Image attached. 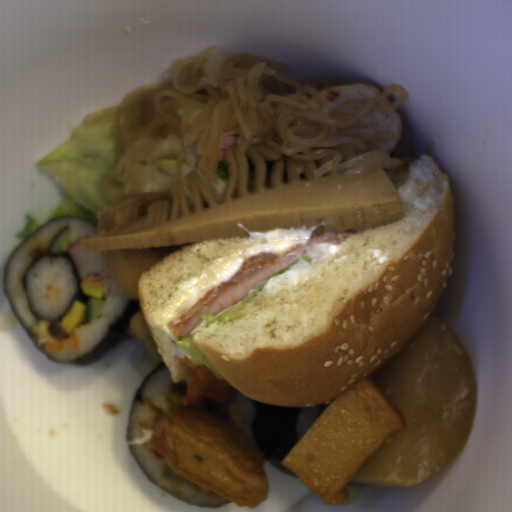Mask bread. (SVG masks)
I'll use <instances>...</instances> for the list:
<instances>
[{"label":"bread","mask_w":512,"mask_h":512,"mask_svg":"<svg viewBox=\"0 0 512 512\" xmlns=\"http://www.w3.org/2000/svg\"><path fill=\"white\" fill-rule=\"evenodd\" d=\"M404 219L313 244L272 278L241 319L193 343L236 390L274 406L331 404L369 378L431 317L454 262L450 178L432 156L384 170Z\"/></svg>","instance_id":"bread-1"},{"label":"bread","mask_w":512,"mask_h":512,"mask_svg":"<svg viewBox=\"0 0 512 512\" xmlns=\"http://www.w3.org/2000/svg\"><path fill=\"white\" fill-rule=\"evenodd\" d=\"M318 226L249 230L248 235L206 238L188 243L142 271L138 303L160 357L173 382L189 379L177 358L189 355L176 343L174 323L215 286L228 282L245 260L261 253L282 255L305 244Z\"/></svg>","instance_id":"bread-2"}]
</instances>
